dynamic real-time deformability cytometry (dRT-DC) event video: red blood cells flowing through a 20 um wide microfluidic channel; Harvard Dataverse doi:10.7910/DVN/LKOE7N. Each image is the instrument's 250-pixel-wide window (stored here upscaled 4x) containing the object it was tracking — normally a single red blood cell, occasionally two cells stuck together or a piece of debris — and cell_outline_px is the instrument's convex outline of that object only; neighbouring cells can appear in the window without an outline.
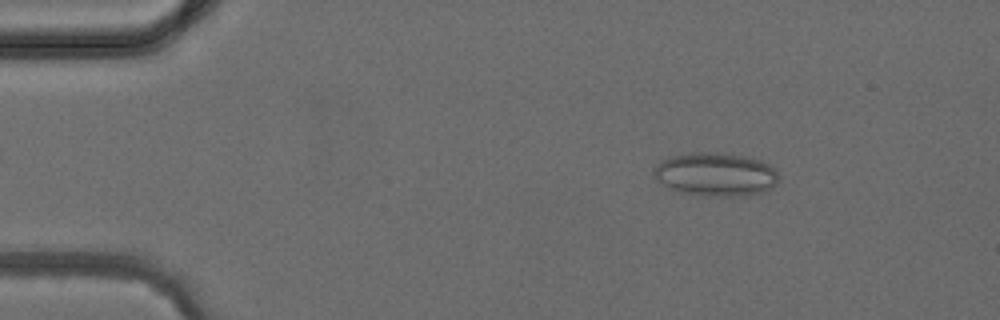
{"species": "common noctule bat (a hibernating species)", "species_latin": "Nyctalus noctula", "temperature_condition": "cold", "stored_images_in_passage": 4, "camera_frame_rate_fps": 3000, "um_per_image_px": 0.085, "animal": {"sex": "female", "body_mass_g": 24.6, "forearm_length_mm": 56.2}, "frame": {"image": 1, "passage_image": 1, "time_ms": 0.0, "image_size_px": [1000, 320], "cell_outline_px": [[776, 184], [772, 188], [764, 192], [736, 196], [704, 196], [680, 192], [668, 188], [656, 180], [652, 172], [656, 164], [660, 160], [672, 156], [688, 152], [728, 152], [748, 156], [760, 160], [768, 164], [776, 172]], "centroid_in_image_um": [60.78, 14.8], "position_along_channel_um": 24.2, "area_um2": 32.08}}